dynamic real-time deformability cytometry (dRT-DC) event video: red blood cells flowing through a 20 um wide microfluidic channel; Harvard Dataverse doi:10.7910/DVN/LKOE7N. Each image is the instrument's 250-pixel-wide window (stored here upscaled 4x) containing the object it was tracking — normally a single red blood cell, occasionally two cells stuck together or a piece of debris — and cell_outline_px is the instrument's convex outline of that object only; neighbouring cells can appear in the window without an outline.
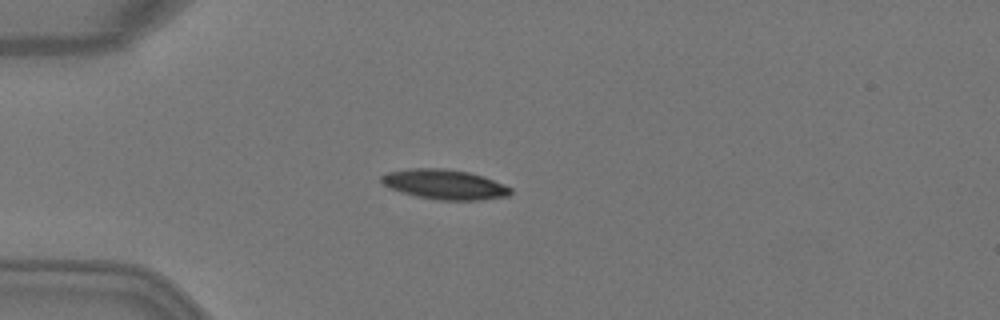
{"species": "Egyptian fruit bat (a non-hibernating species)", "species_latin": "Rousettus aegyptiacus", "temperature_condition": "warm", "stored_images_in_passage": 3, "camera_frame_rate_fps": 3000, "um_per_image_px": 0.085, "animal": {"sex": "female"}, "frame": {"image": 1, "passage_image": 3, "time_ms": 0.667, "image_size_px": [1000, 320], "cell_outline_px": [[512, 192], [508, 196], [480, 200], [436, 200], [416, 196], [400, 192], [384, 184], [380, 180], [380, 176], [388, 172], [408, 168], [444, 168], [468, 172], [484, 176], [504, 184], [512, 188]], "centroid_in_image_um": [37.8, 15.67], "position_along_channel_um": 47.2, "area_um2": 22.6}}